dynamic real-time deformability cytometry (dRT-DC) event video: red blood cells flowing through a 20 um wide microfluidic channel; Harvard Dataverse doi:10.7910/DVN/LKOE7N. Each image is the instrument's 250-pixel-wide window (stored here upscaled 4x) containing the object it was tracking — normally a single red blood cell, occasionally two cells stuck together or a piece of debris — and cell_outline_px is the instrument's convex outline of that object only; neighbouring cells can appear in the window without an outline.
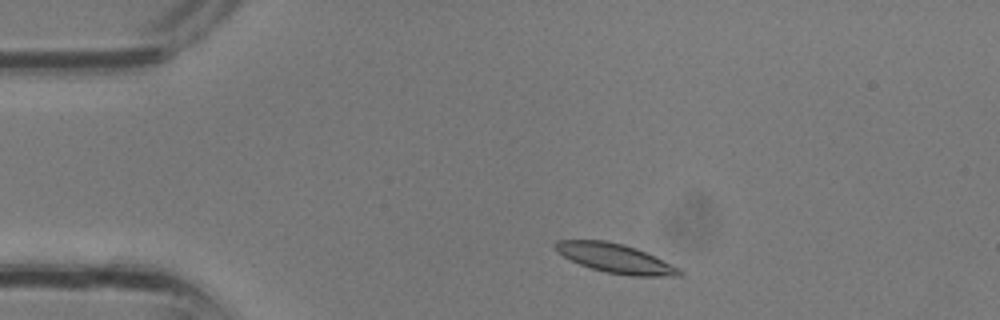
{"species": "common noctule bat (a hibernating species)", "species_latin": "Nyctalus noctula", "temperature_condition": "room temperature", "stored_images_in_passage": 1, "camera_frame_rate_fps": 3000, "um_per_image_px": 0.085, "animal": {"sex": "male", "body_mass_g": 13.3}, "frame": {"image": 1, "passage_image": 1, "time_ms": 0.0, "image_size_px": [1000, 320], "cell_outline_px": [[684, 272], [680, 276], [632, 276], [604, 272], [580, 264], [556, 252], [552, 244], [556, 240], [604, 240], [624, 244], [636, 248], [680, 268]], "centroid_in_image_um": [52.28, 21.95], "position_along_channel_um": 32.7, "area_um2": 21.1}}